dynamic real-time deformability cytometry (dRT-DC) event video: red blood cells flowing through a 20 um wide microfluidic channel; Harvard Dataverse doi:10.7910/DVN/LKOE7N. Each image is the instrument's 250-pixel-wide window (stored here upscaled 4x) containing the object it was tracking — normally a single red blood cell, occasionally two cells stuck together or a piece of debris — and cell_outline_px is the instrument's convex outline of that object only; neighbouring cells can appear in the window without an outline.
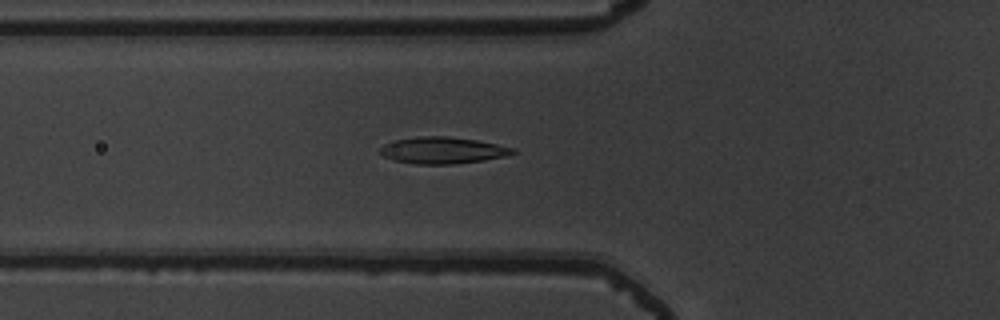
{"species": "common noctule bat (a hibernating species)", "species_latin": "Nyctalus noctula", "temperature_condition": "warm", "stored_images_in_passage": 44, "camera_frame_rate_fps": 3000, "um_per_image_px": 0.085, "animal": {"sex": "male", "body_mass_g": 19.5, "forearm_length_mm": 54.6}, "frame": {"image": 1, "passage_image": 10, "time_ms": 3.0, "image_size_px": [1000, 320], "cell_outline_px": [[516, 152], [508, 156], [484, 160], [456, 164], [416, 164], [396, 160], [384, 156], [380, 152], [380, 148], [384, 144], [392, 140], [420, 136], [448, 136], [476, 140], [496, 144], [512, 148]], "centroid_in_image_um": [37.62, 12.77], "position_along_channel_um": 88.2, "area_um2": 20.52}}
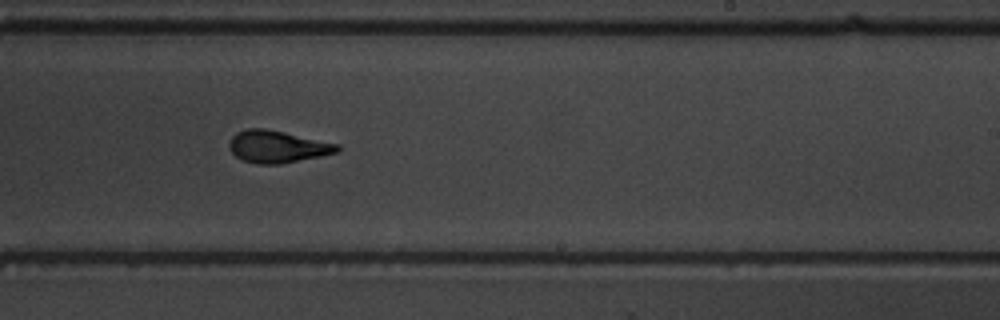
{"frame": {"image": 2, "passage_image": 24, "time_ms": 7.667, "image_size_px": [1000, 320], "cell_outline_px": [[340, 148], [336, 152], [320, 156], [280, 164], [260, 164], [244, 160], [236, 156], [228, 148], [228, 144], [232, 136], [236, 132], [248, 128], [264, 128], [284, 132], [340, 144]], "centroid_in_image_um": [23.55, 12.45], "position_along_channel_um": 265.4, "area_um2": 20.11}}
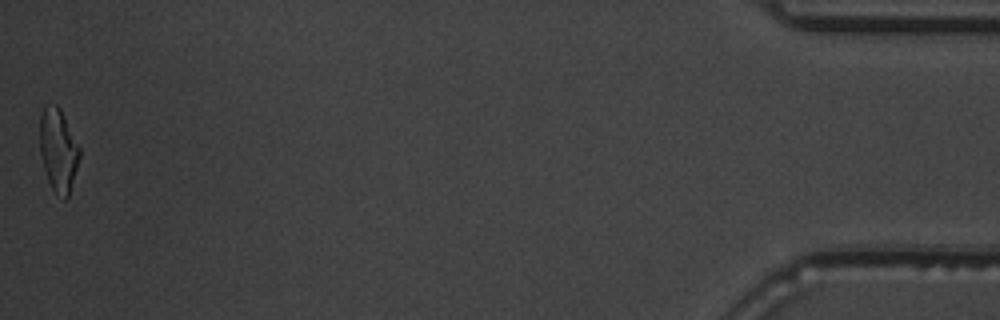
{"frame": {"image": 3, "passage_image": 44, "time_ms": 14.333, "image_size_px": [1000, 320], "cell_outline_px": [[80, 156], [68, 196], [64, 200], [52, 188], [48, 180], [44, 168], [40, 152], [40, 116], [44, 104], [56, 104], [60, 108], [80, 148]], "centroid_in_image_um": [4.94, 12.72], "position_along_channel_um": 430.3, "area_um2": 19.02}, "authors_computed_cell_mechanics": {"area_um2": 19.8543, "velocity_mm_per_s": 3.794, "shape_relaxation_time_tau1_ms": 6.7672, "shape_relaxation_time_tau2_ms": 1.7263, "deformation_change_tau1": 0.2133, "deformation_change_tau2": 0.0906}}